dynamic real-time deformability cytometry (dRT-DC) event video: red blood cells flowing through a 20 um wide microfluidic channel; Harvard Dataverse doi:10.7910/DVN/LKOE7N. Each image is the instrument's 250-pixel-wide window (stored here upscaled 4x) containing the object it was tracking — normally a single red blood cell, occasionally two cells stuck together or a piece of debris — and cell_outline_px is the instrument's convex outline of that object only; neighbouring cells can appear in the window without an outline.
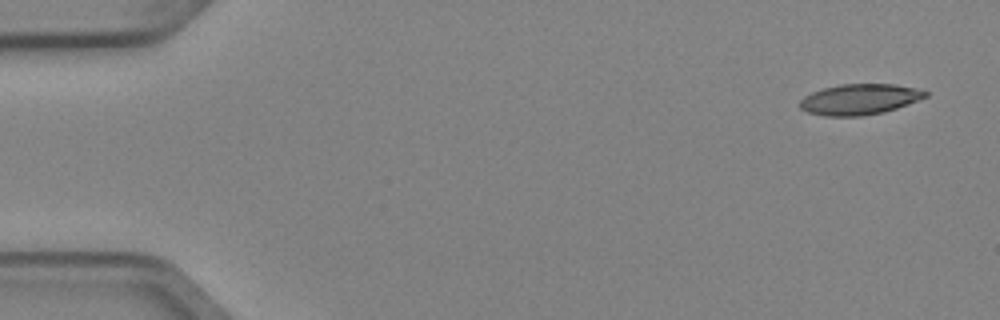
{"species": "Egyptian fruit bat (a non-hibernating species)", "species_latin": "Rousettus aegyptiacus", "temperature_condition": "cold", "stored_images_in_passage": 4, "camera_frame_rate_fps": 3000, "um_per_image_px": 0.085, "animal": {"sex": "female"}, "frame": {"image": 1, "passage_image": 1, "time_ms": 0.0, "image_size_px": [1000, 320], "cell_outline_px": [[928, 96], [908, 104], [884, 112], [860, 116], [824, 116], [808, 112], [800, 108], [800, 100], [804, 96], [812, 92], [824, 88], [840, 84], [896, 84], [916, 88], [928, 92]], "centroid_in_image_um": [73.06, 8.44], "position_along_channel_um": 11.9, "area_um2": 22.43}}
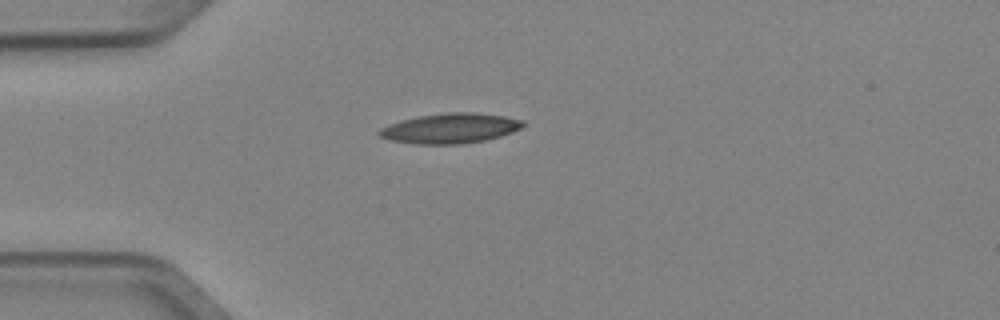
{"frame": {"image": 2, "passage_image": 4, "time_ms": 1.0, "image_size_px": [1000, 320], "cell_outline_px": [[524, 124], [520, 128], [512, 132], [500, 136], [484, 140], [460, 144], [420, 144], [388, 140], [380, 136], [376, 132], [380, 128], [400, 120], [420, 116], [448, 112], [476, 112], [504, 116], [524, 120]], "centroid_in_image_um": [38.26, 10.9], "position_along_channel_um": 46.7, "area_um2": 25.09}}